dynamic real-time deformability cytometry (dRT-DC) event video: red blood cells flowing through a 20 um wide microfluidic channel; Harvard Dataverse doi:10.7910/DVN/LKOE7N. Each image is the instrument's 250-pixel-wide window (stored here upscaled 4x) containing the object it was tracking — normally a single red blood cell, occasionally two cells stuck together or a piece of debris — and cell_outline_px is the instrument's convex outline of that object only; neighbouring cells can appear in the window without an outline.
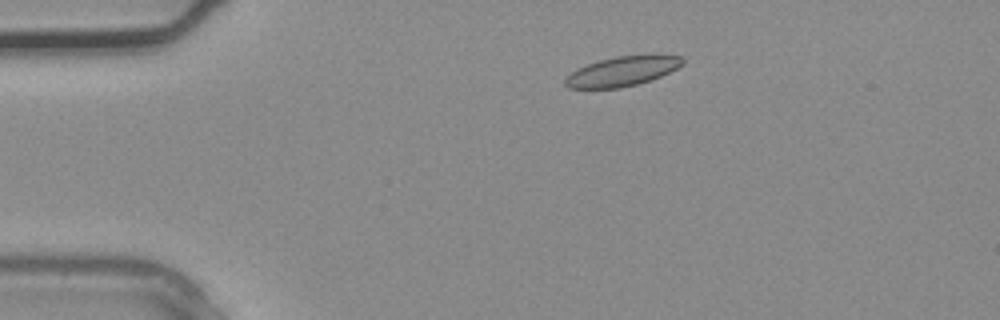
{"species": "common noctule bat (a hibernating species)", "species_latin": "Nyctalus noctula", "temperature_condition": "warm", "stored_images_in_passage": 3, "camera_frame_rate_fps": 3000, "um_per_image_px": 0.085, "animal": {"sex": "male", "body_mass_g": 20.4}, "frame": {"image": 1, "passage_image": 2, "time_ms": 0.333, "image_size_px": [1000, 320], "cell_outline_px": [[684, 64], [652, 80], [620, 88], [568, 88], [564, 84], [564, 80], [576, 68], [600, 60], [616, 56], [680, 56], [684, 60]], "centroid_in_image_um": [52.84, 6.08], "position_along_channel_um": 32.2, "area_um2": 19.83}}